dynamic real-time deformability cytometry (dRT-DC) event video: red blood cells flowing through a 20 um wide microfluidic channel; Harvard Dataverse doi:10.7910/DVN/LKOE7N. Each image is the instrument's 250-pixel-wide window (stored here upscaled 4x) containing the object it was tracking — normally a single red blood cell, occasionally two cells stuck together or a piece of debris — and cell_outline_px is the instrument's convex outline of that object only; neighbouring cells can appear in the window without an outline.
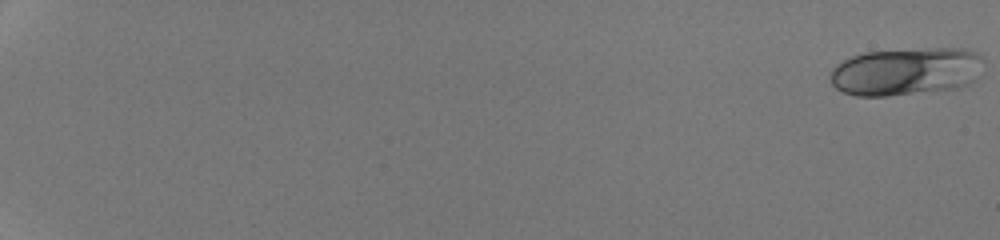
{"species": "human", "species_latin": "Homo sapiens", "temperature_condition": "room temperature", "stored_images_in_passage": 52, "camera_frame_rate_fps": 3000, "um_per_image_px": 0.085, "donor": {"sex": "male"}, "frame": {"image": 1, "passage_image": 1, "time_ms": 0.0, "image_size_px": [1000, 240], "cell_outline_px": [[984, 60], [976, 80], [968, 84], [956, 88], [888, 96], [856, 96], [844, 92], [836, 88], [832, 84], [832, 68], [836, 64], [852, 56], [864, 52], [932, 48], [964, 48], [976, 52]], "centroid_in_image_um": [77.04, 6.07], "position_along_channel_um": 8.0, "area_um2": 42.71}}
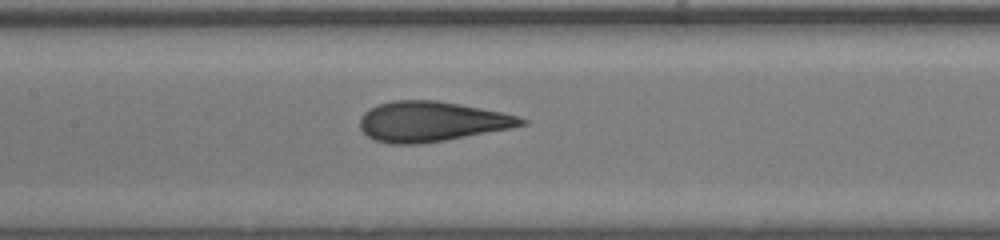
{"frame": {"image": 2, "passage_image": 30, "time_ms": 9.667, "image_size_px": [1000, 240], "cell_outline_px": [[528, 124], [512, 128], [444, 140], [420, 144], [388, 144], [376, 140], [368, 136], [360, 128], [360, 116], [368, 108], [392, 100], [436, 100], [460, 104], [500, 112], [516, 116], [528, 120]], "centroid_in_image_um": [36.65, 10.33], "position_along_channel_um": 170.7, "area_um2": 37.63}}
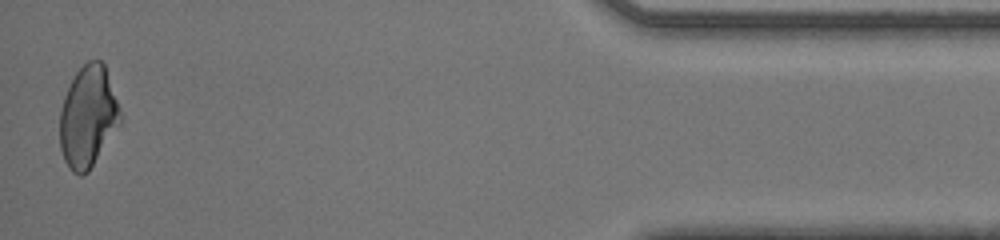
{"frame": {"image": 3, "passage_image": 52, "time_ms": 17.0, "image_size_px": [1000, 240], "cell_outline_px": [[120, 124], [88, 172], [84, 176], [80, 176], [72, 172], [68, 168], [64, 160], [60, 148], [60, 108], [64, 96], [76, 72], [88, 60], [100, 60], [104, 64], [120, 108]], "centroid_in_image_um": [7.46, 9.95], "position_along_channel_um": 427.7, "area_um2": 35.6}, "authors_computed_cell_mechanics": {"area_um2": 37.5989, "velocity_mm_per_s": 4.3142, "shape_relaxation_time_tau1_ms": 8.6055, "shape_relaxation_time_tau2_ms": null, "deformation_change_tau1": 0.2349, "deformation_change_tau2": null}}